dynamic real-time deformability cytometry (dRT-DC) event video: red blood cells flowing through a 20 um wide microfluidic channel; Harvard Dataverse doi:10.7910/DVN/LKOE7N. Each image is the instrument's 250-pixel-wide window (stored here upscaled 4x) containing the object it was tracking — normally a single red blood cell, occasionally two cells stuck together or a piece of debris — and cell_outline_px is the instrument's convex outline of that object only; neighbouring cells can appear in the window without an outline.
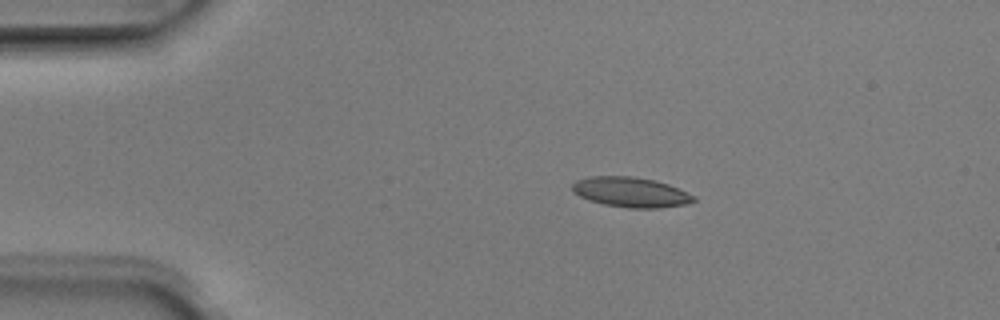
{"species": "Egyptian fruit bat (a non-hibernating species)", "species_latin": "Rousettus aegyptiacus", "temperature_condition": "room temperature", "stored_images_in_passage": 4, "camera_frame_rate_fps": 3000, "um_per_image_px": 0.085, "animal": {"sex": "male"}, "frame": {"image": 1, "passage_image": 1, "time_ms": 0.0, "image_size_px": [1000, 320], "cell_outline_px": [[696, 200], [684, 204], [660, 208], [628, 208], [604, 204], [588, 200], [572, 192], [572, 184], [576, 180], [588, 176], [632, 176], [656, 180], [668, 184], [696, 196]], "centroid_in_image_um": [53.59, 16.33], "position_along_channel_um": 31.4, "area_um2": 21.33}}
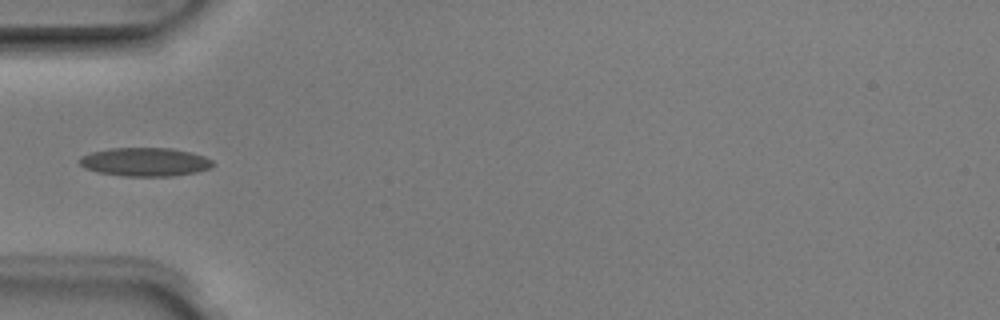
{"frame": {"image": 2, "passage_image": 3, "time_ms": 0.667, "image_size_px": [1000, 320], "cell_outline_px": [[216, 164], [212, 168], [196, 172], [172, 176], [120, 176], [96, 172], [84, 168], [76, 160], [80, 156], [92, 152], [108, 148], [172, 148], [192, 152], [204, 156], [212, 160]], "centroid_in_image_um": [12.32, 13.76], "position_along_channel_um": 72.7, "area_um2": 22.6}}
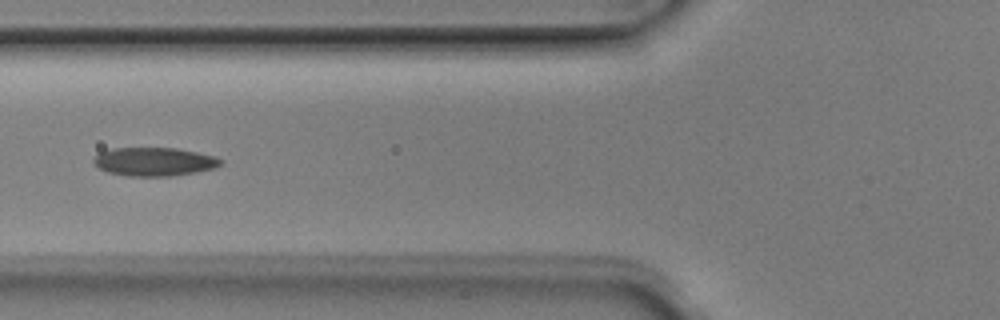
{"frame": {"image": 3, "passage_image": 4, "time_ms": 1.0, "image_size_px": [1000, 320], "cell_outline_px": [[224, 160], [216, 168], [196, 172], [168, 176], [128, 176], [108, 172], [100, 168], [92, 160], [100, 152], [112, 148], [176, 148], [216, 156]], "centroid_in_image_um": [13.14, 13.74], "position_along_channel_um": 112.7, "area_um2": 21.04}}